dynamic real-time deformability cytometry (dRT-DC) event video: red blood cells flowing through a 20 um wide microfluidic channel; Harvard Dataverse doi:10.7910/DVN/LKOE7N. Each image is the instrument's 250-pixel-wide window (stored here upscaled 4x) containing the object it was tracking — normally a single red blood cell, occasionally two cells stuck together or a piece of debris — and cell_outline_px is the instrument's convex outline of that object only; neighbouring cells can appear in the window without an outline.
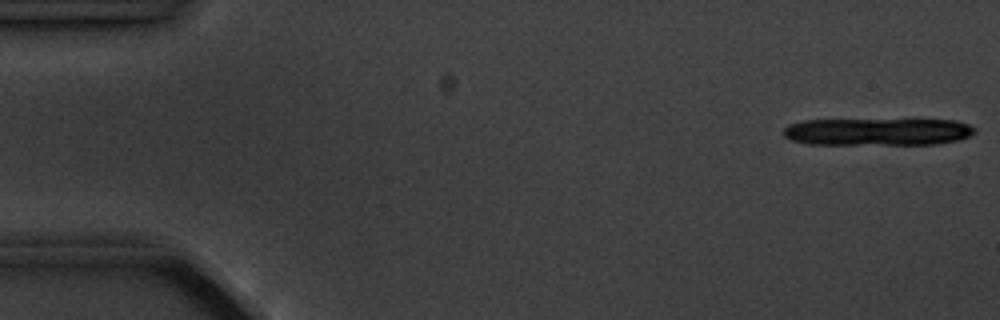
{"species": "common noctule bat (a hibernating species)", "species_latin": "Nyctalus noctula", "temperature_condition": "cold", "stored_images_in_passage": 7, "camera_frame_rate_fps": 3000, "um_per_image_px": 0.085, "animal": {"sex": "male", "body_mass_g": 20.1, "forearm_length_mm": 53.5}, "frame": {"image": 1, "passage_image": 1, "time_ms": 0.0, "image_size_px": [1000, 320], "cell_outline_px": [[976, 132], [972, 136], [960, 140], [936, 144], [808, 144], [792, 140], [784, 136], [784, 128], [788, 124], [804, 120], [956, 120], [968, 124], [976, 128]], "centroid_in_image_um": [74.64, 11.2], "position_along_channel_um": 10.4, "area_um2": 30.63}}